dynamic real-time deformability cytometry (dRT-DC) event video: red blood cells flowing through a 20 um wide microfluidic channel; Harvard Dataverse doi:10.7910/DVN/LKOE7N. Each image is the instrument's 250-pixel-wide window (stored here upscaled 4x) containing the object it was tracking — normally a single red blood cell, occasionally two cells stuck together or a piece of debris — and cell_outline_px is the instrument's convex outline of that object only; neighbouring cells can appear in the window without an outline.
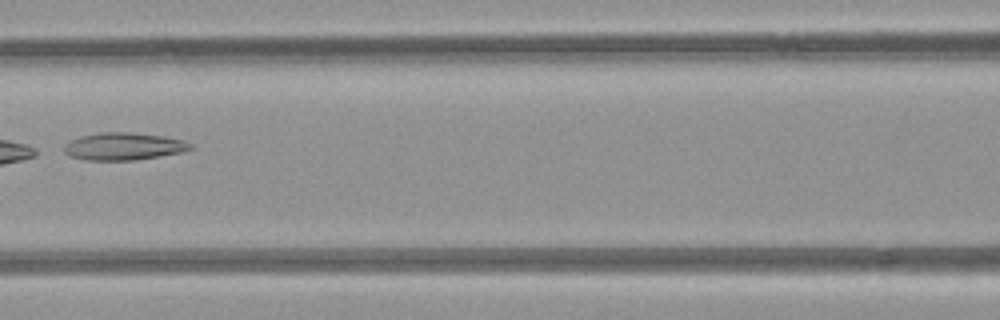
{"species": "common noctule bat (a hibernating species)", "species_latin": "Nyctalus noctula", "temperature_condition": "room temperature", "stored_images_in_passage": 8, "camera_frame_rate_fps": 3000, "um_per_image_px": 0.085, "animal": {"sex": "female", "body_mass_g": 21.9}, "frame": {"image": 1, "passage_image": 7, "time_ms": 7.0, "image_size_px": [1000, 320], "cell_outline_px": [[192, 148], [184, 152], [132, 160], [88, 160], [72, 156], [64, 152], [64, 144], [80, 136], [100, 132], [128, 132], [164, 136], [184, 140], [192, 144]], "centroid_in_image_um": [10.53, 12.43], "position_along_channel_um": 156.1, "area_um2": 20.06}}
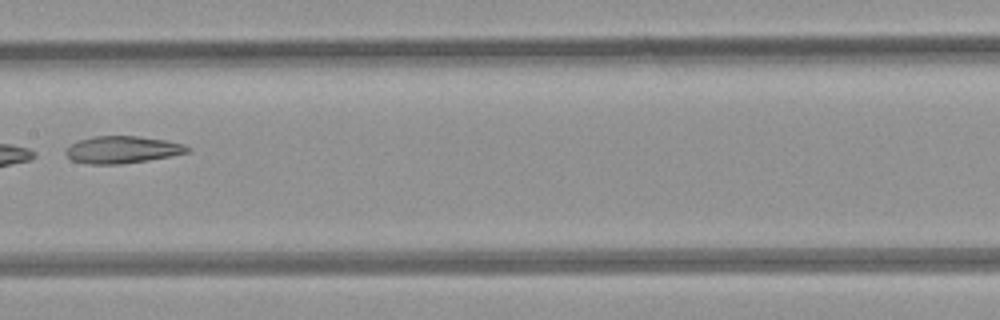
{"frame": {"image": 2, "passage_image": 8, "time_ms": 8.0, "image_size_px": [1000, 320], "cell_outline_px": [[192, 148], [188, 152], [148, 160], [120, 164], [88, 164], [72, 160], [64, 152], [72, 144], [80, 140], [92, 136], [140, 136], [168, 140], [184, 144]], "centroid_in_image_um": [10.42, 12.71], "position_along_channel_um": 197.0, "area_um2": 19.19}}